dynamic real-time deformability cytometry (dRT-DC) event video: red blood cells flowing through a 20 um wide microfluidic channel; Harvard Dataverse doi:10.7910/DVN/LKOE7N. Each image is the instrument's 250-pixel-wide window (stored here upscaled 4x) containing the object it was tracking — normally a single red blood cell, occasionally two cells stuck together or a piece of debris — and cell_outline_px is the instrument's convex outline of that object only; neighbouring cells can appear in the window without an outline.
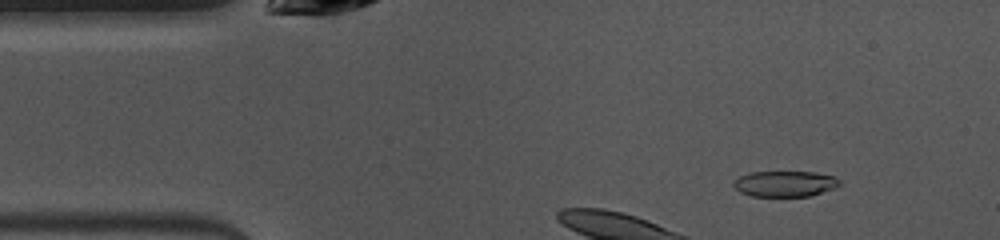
{"species": "common noctule bat (a hibernating species)", "species_latin": "Nyctalus noctula", "temperature_condition": "warm", "stored_images_in_passage": 8, "camera_frame_rate_fps": 3000, "um_per_image_px": 0.085, "animal": {"sex": "female", "body_mass_g": 10.0, "forearm_length_mm": 53.1}, "frame": {"image": 1, "passage_image": 5, "time_ms": 1.333, "image_size_px": [1000, 240], "cell_outline_px": [[840, 184], [836, 188], [812, 196], [752, 196], [740, 192], [732, 184], [740, 176], [752, 172], [816, 172], [832, 176], [840, 180]], "centroid_in_image_um": [66.76, 15.62], "position_along_channel_um": 18.2, "area_um2": 15.9}}